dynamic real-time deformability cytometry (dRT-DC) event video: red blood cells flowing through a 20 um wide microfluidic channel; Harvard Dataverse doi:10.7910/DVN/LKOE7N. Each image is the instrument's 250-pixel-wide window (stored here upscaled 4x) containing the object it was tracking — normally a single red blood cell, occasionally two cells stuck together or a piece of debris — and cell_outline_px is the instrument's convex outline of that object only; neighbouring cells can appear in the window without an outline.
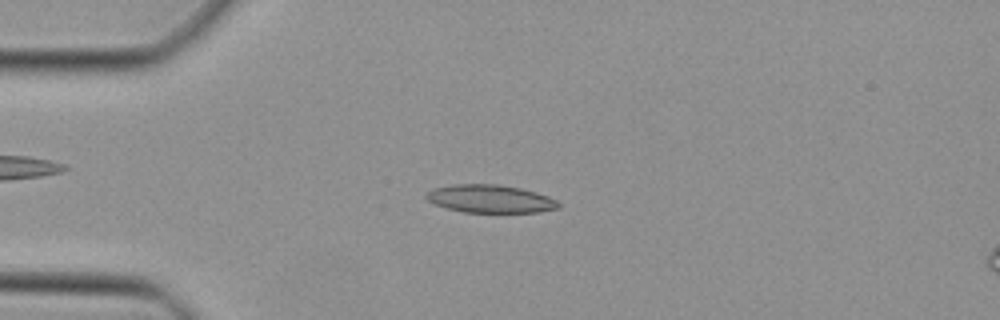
{"species": "Egyptian fruit bat (a non-hibernating species)", "species_latin": "Rousettus aegyptiacus", "temperature_condition": "cold", "stored_images_in_passage": 41, "camera_frame_rate_fps": 3000, "um_per_image_px": 0.085, "animal": {"sex": "female"}, "frame": {"image": 1, "passage_image": 6, "time_ms": 1.667, "image_size_px": [1000, 320], "cell_outline_px": [[560, 208], [540, 212], [464, 212], [448, 208], [436, 204], [428, 200], [424, 196], [432, 188], [452, 184], [500, 184], [520, 188], [536, 192], [548, 196], [556, 200], [560, 204]], "centroid_in_image_um": [41.69, 16.89], "position_along_channel_um": 43.3, "area_um2": 21.56}}
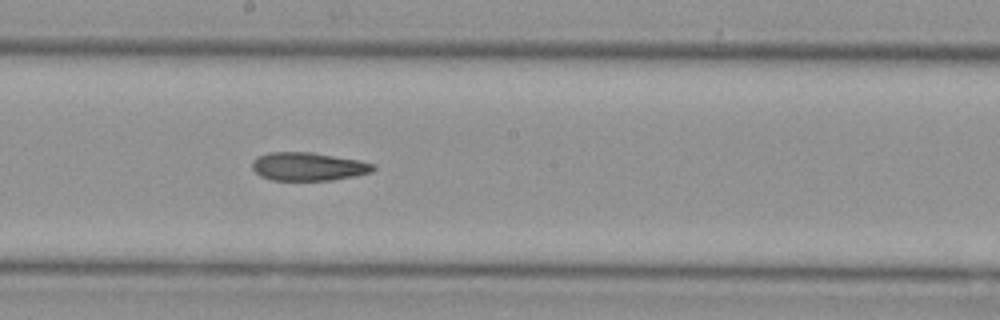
{"frame": {"image": 2, "passage_image": 20, "time_ms": 6.333, "image_size_px": [1000, 320], "cell_outline_px": [[376, 168], [372, 172], [332, 180], [272, 180], [260, 176], [252, 168], [252, 160], [256, 156], [268, 152], [312, 152], [360, 160], [376, 164]], "centroid_in_image_um": [26.19, 14.14], "position_along_channel_um": 222.0, "area_um2": 20.11}}
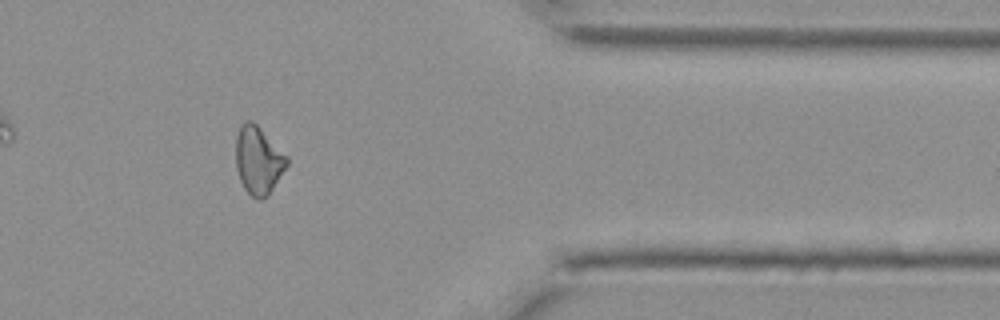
{"frame": {"image": 3, "passage_image": 33, "time_ms": 10.667, "image_size_px": [1000, 320], "cell_outline_px": [[288, 164], [268, 196], [264, 200], [256, 200], [244, 188], [240, 180], [236, 168], [236, 136], [240, 124], [244, 120], [252, 120], [288, 156]], "centroid_in_image_um": [21.95, 13.63], "position_along_channel_um": 389.5, "area_um2": 20.35}}